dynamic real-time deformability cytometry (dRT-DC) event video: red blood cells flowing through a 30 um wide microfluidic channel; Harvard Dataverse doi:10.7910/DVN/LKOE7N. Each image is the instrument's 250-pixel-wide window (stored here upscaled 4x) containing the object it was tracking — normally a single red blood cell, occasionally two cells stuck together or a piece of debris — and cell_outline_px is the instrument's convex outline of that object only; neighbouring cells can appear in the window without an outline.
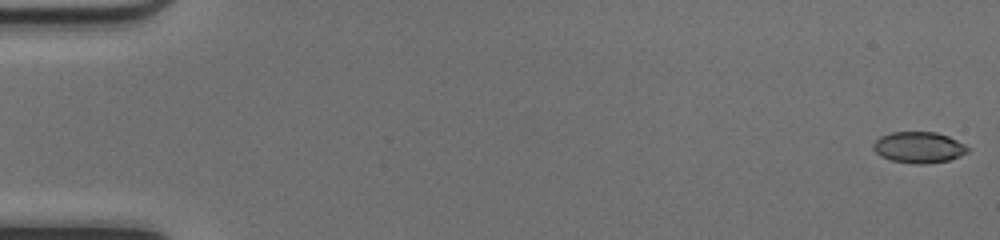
{"species": "common noctule bat (a hibernating species)", "species_latin": "Nyctalus noctula", "temperature_condition": "cold", "stored_images_in_passage": 50, "camera_frame_rate_fps": 3000, "um_per_image_px": 0.085, "animal": {"sex": "female", "body_mass_g": 17.0, "forearm_length_mm": 48.0}, "frame": {"image": 1, "passage_image": 1, "time_ms": 0.0, "image_size_px": [1000, 240], "cell_outline_px": [[968, 152], [960, 156], [948, 160], [924, 164], [916, 164], [892, 160], [880, 156], [872, 148], [872, 144], [880, 136], [892, 132], [936, 132], [948, 136], [964, 144], [968, 148]], "centroid_in_image_um": [78.07, 12.52], "position_along_channel_um": 6.9, "area_um2": 17.05}}
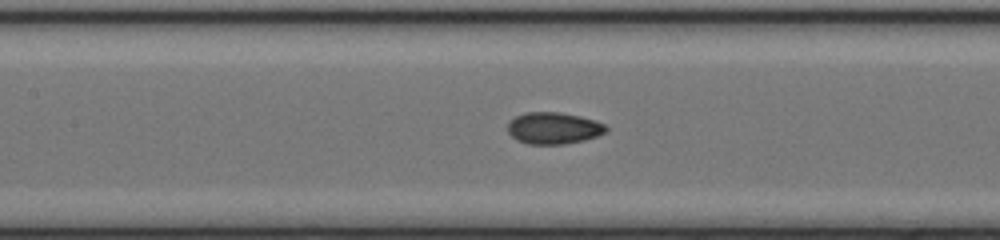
{"frame": {"image": 2, "passage_image": 24, "time_ms": 7.667, "image_size_px": [1000, 240], "cell_outline_px": [[608, 132], [584, 140], [564, 144], [528, 144], [516, 140], [508, 132], [508, 120], [524, 112], [560, 112], [580, 116], [596, 120], [604, 124], [608, 128]], "centroid_in_image_um": [47.05, 10.88], "position_along_channel_um": 160.3, "area_um2": 18.38}}
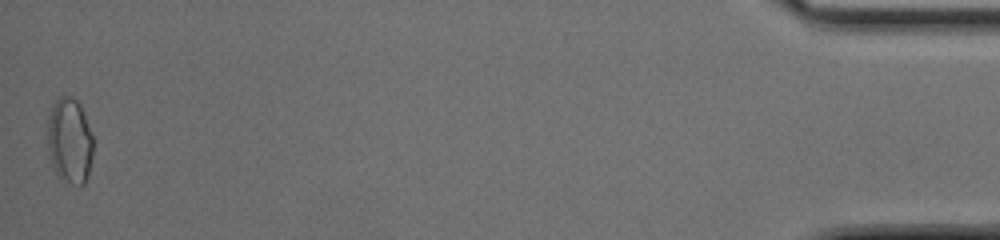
{"frame": {"image": 3, "passage_image": 50, "time_ms": 16.333, "image_size_px": [1000, 240], "cell_outline_px": [[92, 156], [88, 176], [84, 184], [72, 184], [56, 176], [52, 164], [48, 148], [48, 116], [56, 100], [60, 96], [72, 96], [80, 104], [92, 136]], "centroid_in_image_um": [5.91, 11.98], "position_along_channel_um": 429.3, "area_um2": 22.6}, "authors_computed_cell_mechanics": {"area_um2": 17.7735, "velocity_mm_per_s": 4.1856, "shape_relaxation_time_tau1_ms": null, "shape_relaxation_time_tau2_ms": 1.0529, "deformation_change_tau1": null, "deformation_change_tau2": 0.0477}}